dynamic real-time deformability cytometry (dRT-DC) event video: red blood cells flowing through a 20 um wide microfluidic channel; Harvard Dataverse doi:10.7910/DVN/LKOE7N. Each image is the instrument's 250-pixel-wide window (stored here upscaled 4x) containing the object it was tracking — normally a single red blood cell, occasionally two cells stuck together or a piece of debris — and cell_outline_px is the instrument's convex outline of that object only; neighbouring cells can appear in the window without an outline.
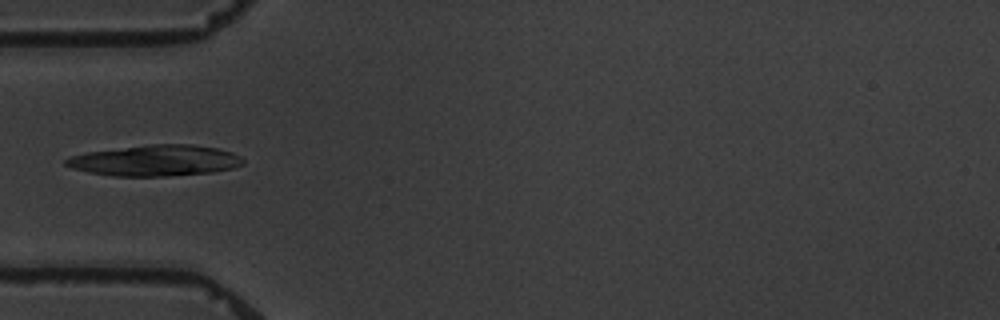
{"species": "common noctule bat (a hibernating species)", "species_latin": "Nyctalus noctula", "temperature_condition": "warm", "stored_images_in_passage": 14, "camera_frame_rate_fps": 3000, "um_per_image_px": 0.085, "animal": {"sex": "male", "body_mass_g": 19.5, "forearm_length_mm": 54.6}, "frame": {"image": 1, "passage_image": 4, "time_ms": 5.667, "image_size_px": [1000, 320], "cell_outline_px": [[244, 164], [232, 168], [212, 172], [164, 176], [112, 176], [88, 172], [72, 168], [64, 164], [64, 160], [72, 156], [88, 152], [148, 144], [192, 144], [216, 148], [232, 152], [240, 156], [244, 160]], "centroid_in_image_um": [13.21, 13.64], "position_along_channel_um": 71.8, "area_um2": 31.85}}
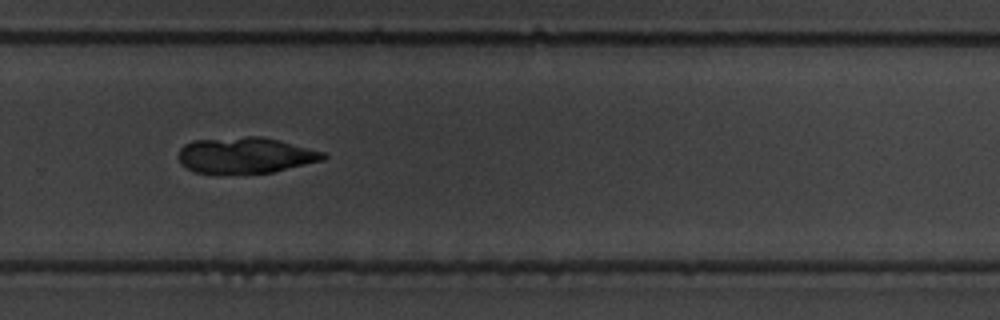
{"frame": {"image": 2, "passage_image": 10, "time_ms": 12.667, "image_size_px": [1000, 320], "cell_outline_px": [[328, 156], [324, 160], [272, 172], [192, 172], [180, 164], [180, 148], [184, 144], [192, 140], [248, 136], [264, 136], [324, 152]], "centroid_in_image_um": [20.87, 13.17], "position_along_channel_um": 308.9, "area_um2": 30.06}}
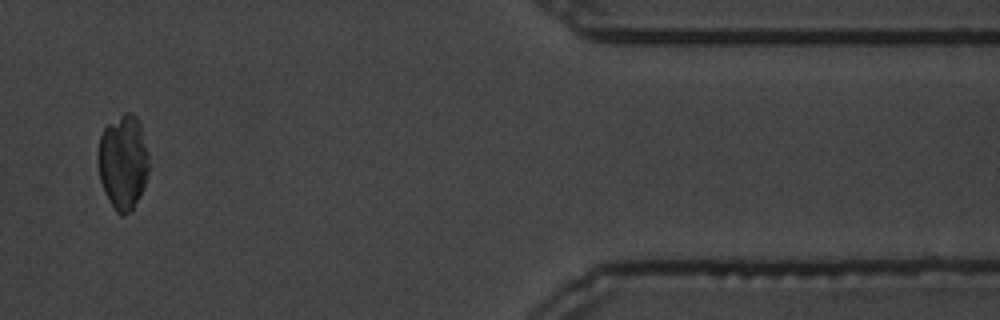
{"frame": {"image": 3, "passage_image": 13, "time_ms": 16.667, "image_size_px": [1000, 320], "cell_outline_px": [[148, 172], [144, 188], [140, 196], [132, 208], [128, 212], [120, 216], [116, 212], [108, 200], [104, 192], [100, 180], [96, 164], [96, 152], [100, 136], [104, 128], [108, 124], [124, 112], [132, 112], [136, 116], [140, 124], [148, 156]], "centroid_in_image_um": [10.42, 13.77], "position_along_channel_um": 401.0, "area_um2": 28.38}}